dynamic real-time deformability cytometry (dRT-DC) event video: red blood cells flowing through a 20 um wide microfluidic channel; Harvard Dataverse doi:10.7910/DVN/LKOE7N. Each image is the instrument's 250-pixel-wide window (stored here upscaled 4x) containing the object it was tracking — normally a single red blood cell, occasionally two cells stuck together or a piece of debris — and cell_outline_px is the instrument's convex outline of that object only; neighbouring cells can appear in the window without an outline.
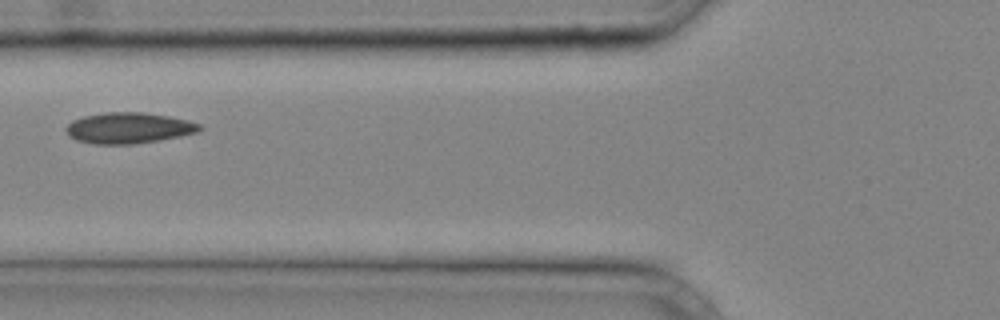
{"species": "common noctule bat (a hibernating species)", "species_latin": "Nyctalus noctula", "temperature_condition": "cold", "stored_images_in_passage": 23, "camera_frame_rate_fps": 3000, "um_per_image_px": 0.085, "animal": {"sex": "male", "body_mass_g": 20.4}, "frame": {"image": 1, "passage_image": 4, "time_ms": 1.0, "image_size_px": [1000, 320], "cell_outline_px": [[204, 128], [196, 132], [180, 136], [160, 140], [132, 144], [96, 144], [76, 140], [68, 136], [64, 128], [72, 120], [84, 116], [104, 112], [144, 112], [168, 116], [188, 120], [200, 124]], "centroid_in_image_um": [10.91, 10.87], "position_along_channel_um": 114.9, "area_um2": 24.16}}
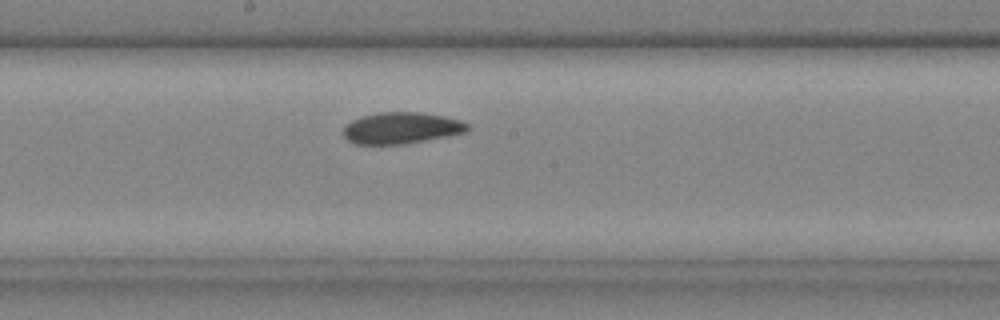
{"frame": {"image": 2, "passage_image": 10, "time_ms": 3.0, "image_size_px": [1000, 320], "cell_outline_px": [[472, 128], [464, 132], [448, 136], [404, 144], [356, 144], [348, 140], [344, 136], [344, 128], [352, 120], [360, 116], [380, 112], [420, 112], [444, 116], [460, 120], [468, 124]], "centroid_in_image_um": [34.13, 10.88], "position_along_channel_um": 214.1, "area_um2": 22.72}}